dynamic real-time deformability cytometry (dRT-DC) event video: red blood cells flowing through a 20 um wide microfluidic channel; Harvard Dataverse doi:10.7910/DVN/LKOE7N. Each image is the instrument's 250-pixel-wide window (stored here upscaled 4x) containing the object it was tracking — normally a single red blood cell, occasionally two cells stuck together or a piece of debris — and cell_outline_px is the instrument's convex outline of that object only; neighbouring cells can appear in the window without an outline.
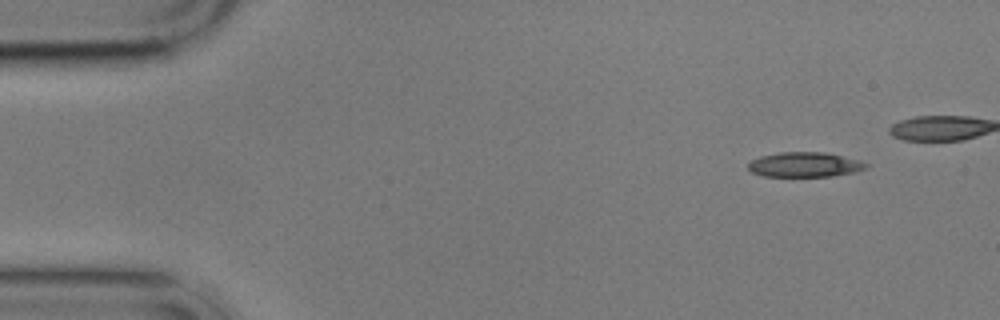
{"species": "common noctule bat (a hibernating species)", "species_latin": "Nyctalus noctula", "temperature_condition": "cold", "stored_images_in_passage": 5, "camera_frame_rate_fps": 3000, "um_per_image_px": 0.085, "animal": {"sex": "male", "body_mass_g": 17.9}, "frame": {"image": 1, "passage_image": 1, "time_ms": 0.0, "image_size_px": [1000, 320], "cell_outline_px": [[868, 168], [856, 172], [832, 176], [764, 176], [752, 172], [748, 168], [748, 164], [752, 160], [760, 156], [780, 152], [824, 152], [860, 160], [868, 164]], "centroid_in_image_um": [68.43, 13.99], "position_along_channel_um": 16.6, "area_um2": 17.05}}